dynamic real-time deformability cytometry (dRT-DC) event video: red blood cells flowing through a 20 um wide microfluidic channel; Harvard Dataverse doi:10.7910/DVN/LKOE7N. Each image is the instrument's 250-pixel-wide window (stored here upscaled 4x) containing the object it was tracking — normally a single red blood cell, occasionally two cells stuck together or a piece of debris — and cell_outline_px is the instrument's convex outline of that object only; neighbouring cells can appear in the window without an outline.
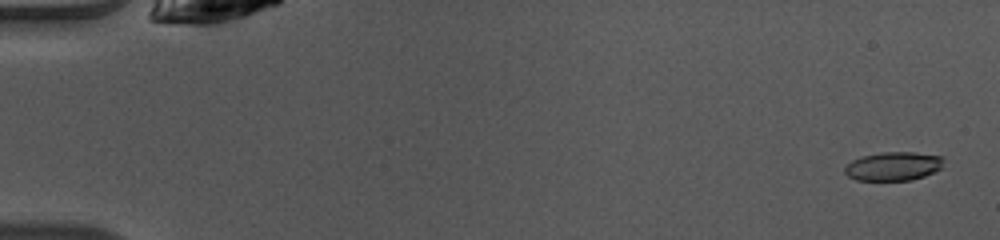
{"species": "common noctule bat (a hibernating species)", "species_latin": "Nyctalus noctula", "temperature_condition": "warm", "stored_images_in_passage": 49, "camera_frame_rate_fps": 3000, "um_per_image_px": 0.085, "animal": {"sex": "female", "body_mass_g": 10.0, "forearm_length_mm": 53.1}, "frame": {"image": 1, "passage_image": 2, "time_ms": 0.333, "image_size_px": [1000, 240], "cell_outline_px": [[944, 160], [940, 168], [924, 176], [912, 180], [856, 180], [848, 176], [844, 172], [844, 168], [852, 160], [860, 156], [884, 152], [916, 152], [940, 156]], "centroid_in_image_um": [75.9, 14.12], "position_along_channel_um": 9.1, "area_um2": 16.47}}
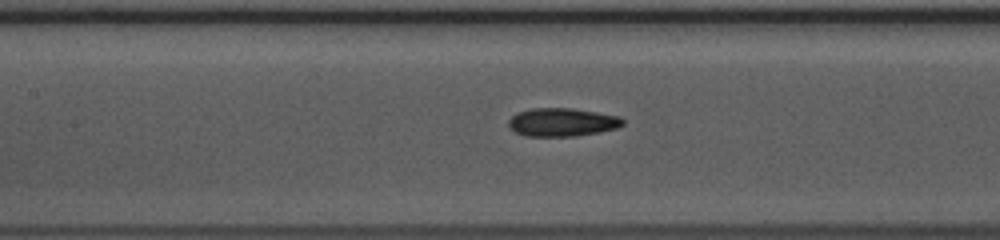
{"frame": {"image": 2, "passage_image": 23, "time_ms": 7.333, "image_size_px": [1000, 240], "cell_outline_px": [[624, 124], [616, 128], [600, 132], [576, 136], [524, 136], [516, 132], [508, 124], [508, 120], [516, 112], [532, 108], [572, 108], [620, 116], [624, 120]], "centroid_in_image_um": [47.78, 10.38], "position_along_channel_um": 159.6, "area_um2": 18.9}}
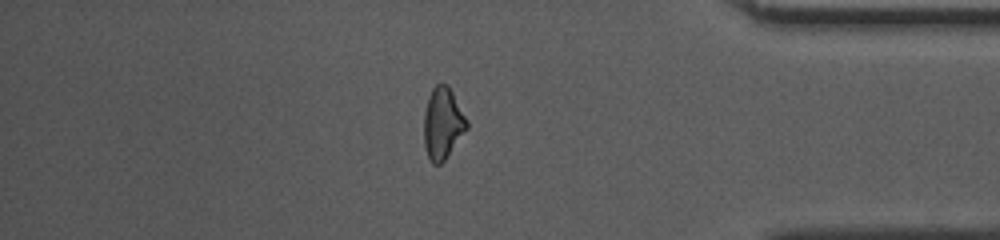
{"frame": {"image": 3, "passage_image": 42, "time_ms": 13.667, "image_size_px": [1000, 240], "cell_outline_px": [[468, 128], [444, 160], [440, 164], [432, 164], [428, 156], [424, 144], [424, 112], [428, 96], [432, 88], [436, 84], [448, 84], [468, 120]], "centroid_in_image_um": [37.63, 10.46], "position_along_channel_um": 397.6, "area_um2": 17.92}, "authors_computed_cell_mechanics": {"area_um2": 18.0336, "velocity_mm_per_s": 4.1297, "shape_relaxation_time_tau1_ms": 8.6519, "shape_relaxation_time_tau2_ms": 3.7543, "deformation_change_tau1": 0.1963, "deformation_change_tau2": 0.1058}}